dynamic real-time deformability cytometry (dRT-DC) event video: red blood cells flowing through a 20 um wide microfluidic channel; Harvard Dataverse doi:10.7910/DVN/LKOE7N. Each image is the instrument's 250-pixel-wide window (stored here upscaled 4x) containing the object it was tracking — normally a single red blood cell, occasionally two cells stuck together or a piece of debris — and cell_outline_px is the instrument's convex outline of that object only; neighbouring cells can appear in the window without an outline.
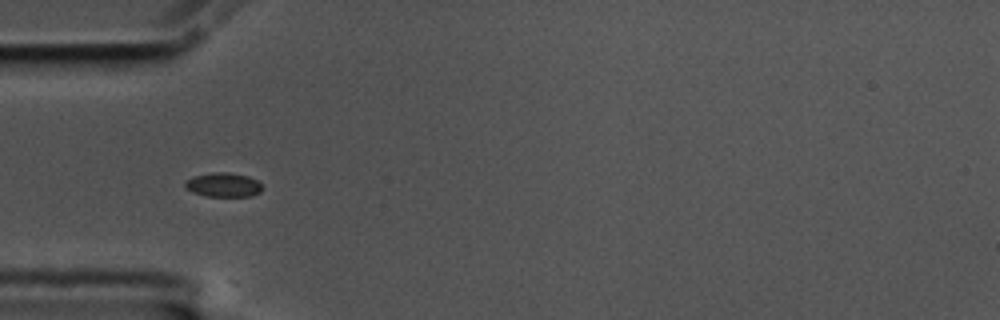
{"species": "common noctule bat (a hibernating species)", "species_latin": "Nyctalus noctula", "temperature_condition": "cold", "stored_images_in_passage": 23, "camera_frame_rate_fps": 3000, "um_per_image_px": 0.085, "animal": {"sex": "male", "body_mass_g": 17.5, "forearm_length_mm": 52.3}, "frame": {"image": 1, "passage_image": 1, "time_ms": 0.0, "image_size_px": [1000, 320], "cell_outline_px": [[264, 188], [260, 192], [252, 196], [204, 196], [192, 192], [184, 184], [192, 176], [212, 172], [228, 172], [248, 176], [256, 180]], "centroid_in_image_um": [19.0, 15.71], "position_along_channel_um": 66.0, "area_um2": 10.87}}
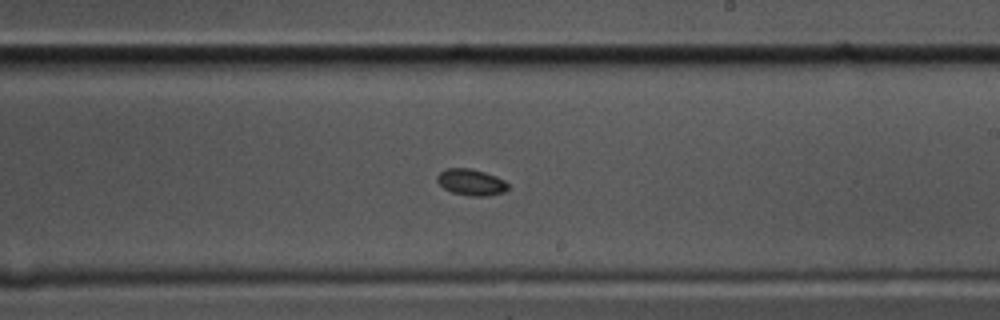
{"frame": {"image": 2, "passage_image": 17, "time_ms": 5.333, "image_size_px": [1000, 320], "cell_outline_px": [[508, 188], [504, 192], [488, 196], [468, 196], [452, 192], [444, 188], [436, 180], [436, 176], [444, 168], [468, 168], [484, 172], [496, 176], [504, 180], [508, 184]], "centroid_in_image_um": [40.03, 15.49], "position_along_channel_um": 249.0, "area_um2": 10.92}}
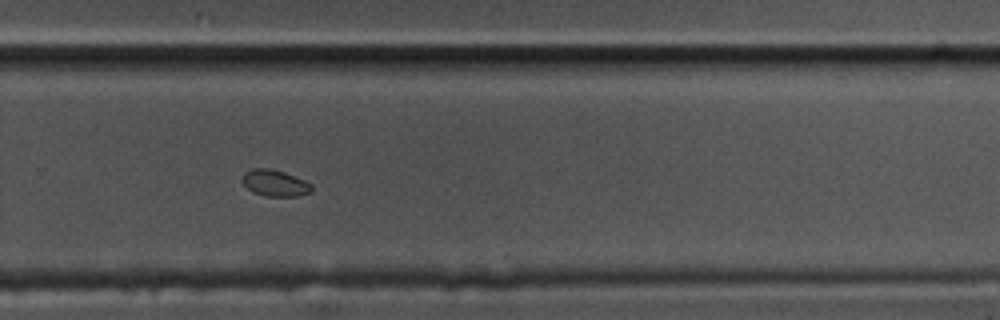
{"frame": {"image": 3, "passage_image": 22, "time_ms": 7.0, "image_size_px": [1000, 320], "cell_outline_px": [[312, 192], [300, 196], [264, 196], [252, 192], [240, 180], [244, 172], [252, 168], [268, 168], [284, 172], [304, 180], [312, 184]], "centroid_in_image_um": [23.36, 15.56], "position_along_channel_um": 306.4, "area_um2": 10.81}}